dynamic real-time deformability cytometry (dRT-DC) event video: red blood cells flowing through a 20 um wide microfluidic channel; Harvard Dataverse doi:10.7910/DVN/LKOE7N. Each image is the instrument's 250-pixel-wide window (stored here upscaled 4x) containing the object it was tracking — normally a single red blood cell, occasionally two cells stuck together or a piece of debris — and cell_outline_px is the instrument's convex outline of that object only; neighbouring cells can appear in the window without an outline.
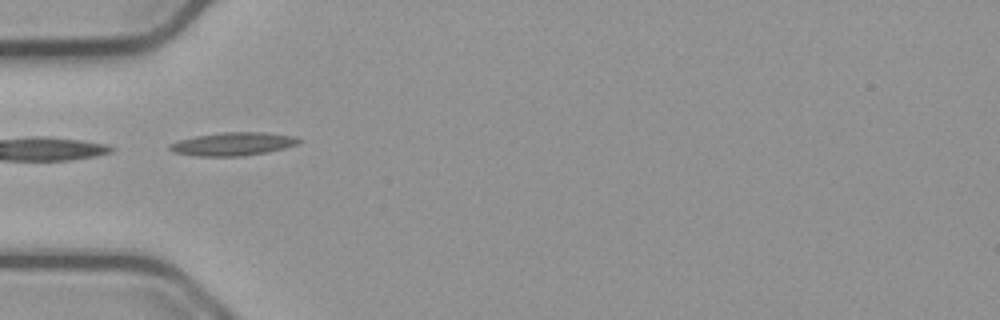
{"species": "common noctule bat (a hibernating species)", "species_latin": "Nyctalus noctula", "temperature_condition": "cold", "stored_images_in_passage": 35, "camera_frame_rate_fps": 3000, "um_per_image_px": 0.085, "animal": {"sex": "male", "body_mass_g": 23.1, "forearm_length_mm": 52.7}, "frame": {"image": 1, "passage_image": 1, "time_ms": 0.0, "image_size_px": [1000, 320], "cell_outline_px": [[300, 140], [296, 144], [284, 148], [268, 152], [240, 156], [196, 156], [176, 152], [168, 148], [168, 144], [180, 140], [196, 136], [224, 132], [264, 132], [296, 136]], "centroid_in_image_um": [19.81, 12.23], "position_along_channel_um": 65.2, "area_um2": 17.28}}
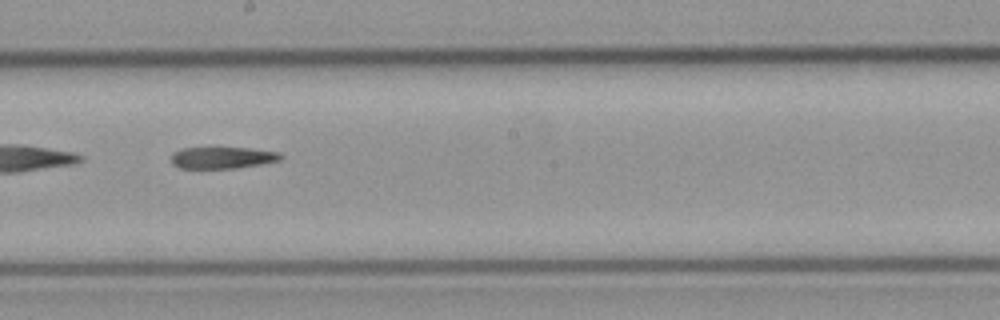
{"frame": {"image": 2, "passage_image": 14, "time_ms": 4.333, "image_size_px": [1000, 320], "cell_outline_px": [[284, 156], [280, 160], [260, 164], [236, 168], [180, 168], [172, 164], [172, 152], [180, 148], [248, 148], [280, 152]], "centroid_in_image_um": [18.9, 13.4], "position_along_channel_um": 229.3, "area_um2": 13.81}}
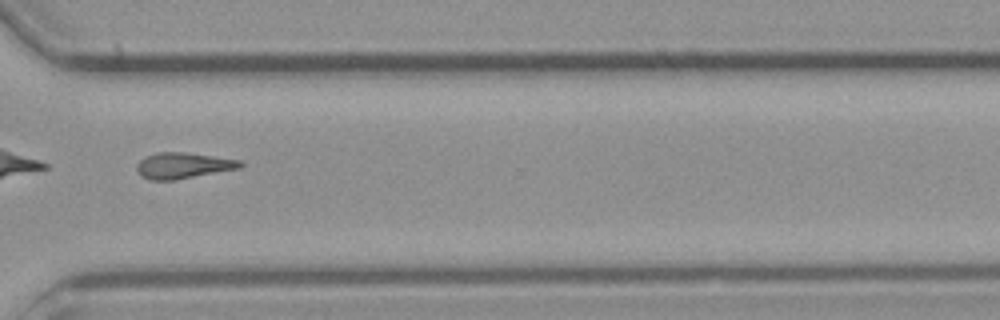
{"frame": {"image": 3, "passage_image": 24, "time_ms": 7.667, "image_size_px": [1000, 320], "cell_outline_px": [[244, 164], [240, 168], [172, 180], [152, 180], [140, 176], [136, 168], [136, 164], [144, 156], [156, 152], [184, 152], [240, 160]], "centroid_in_image_um": [15.51, 14.06], "position_along_channel_um": 355.1, "area_um2": 15.55}}